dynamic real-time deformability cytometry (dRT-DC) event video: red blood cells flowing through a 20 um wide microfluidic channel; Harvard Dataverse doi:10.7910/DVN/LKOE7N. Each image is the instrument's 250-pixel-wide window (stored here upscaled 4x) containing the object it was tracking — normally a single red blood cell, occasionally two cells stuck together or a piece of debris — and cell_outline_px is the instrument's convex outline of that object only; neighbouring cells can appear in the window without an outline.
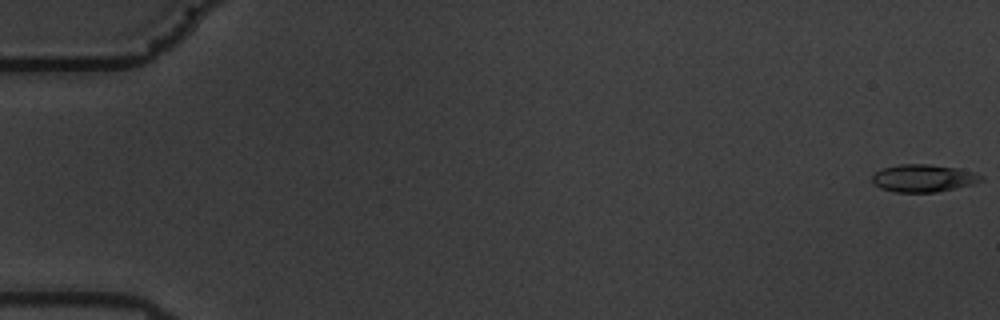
{"species": "common noctule bat (a hibernating species)", "species_latin": "Nyctalus noctula", "temperature_condition": "warm", "stored_images_in_passage": 59, "camera_frame_rate_fps": 3000, "um_per_image_px": 0.085, "animal": {"sex": "male", "body_mass_g": 19.5, "forearm_length_mm": 54.6}, "frame": {"image": 1, "passage_image": 1, "time_ms": 0.0, "image_size_px": [1000, 320], "cell_outline_px": [[984, 180], [972, 184], [936, 192], [892, 192], [880, 188], [872, 180], [872, 176], [876, 172], [884, 168], [900, 164], [928, 164], [960, 168], [984, 176]], "centroid_in_image_um": [78.5, 15.14], "position_along_channel_um": 6.5, "area_um2": 17.4}}
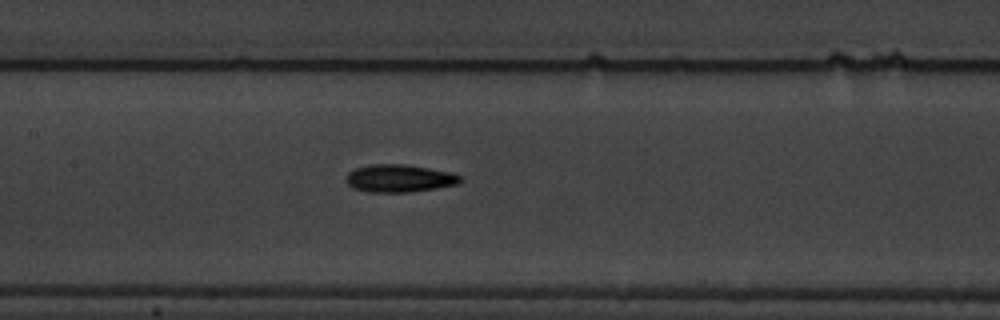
{"frame": {"image": 2, "passage_image": 29, "time_ms": 9.333, "image_size_px": [1000, 320], "cell_outline_px": [[464, 180], [456, 184], [436, 188], [408, 192], [368, 192], [352, 188], [344, 180], [348, 172], [352, 168], [368, 164], [404, 164], [428, 168], [448, 172], [460, 176]], "centroid_in_image_um": [33.86, 15.15], "position_along_channel_um": 173.5, "area_um2": 18.5}}
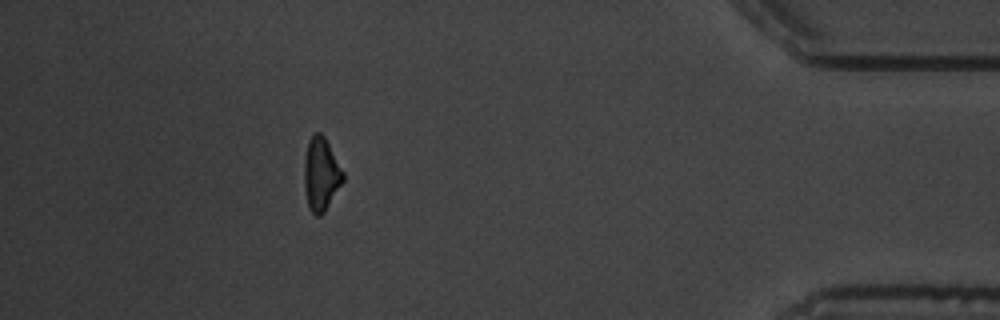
{"frame": {"image": 3, "passage_image": 53, "time_ms": 17.333, "image_size_px": [1000, 320], "cell_outline_px": [[344, 180], [324, 212], [320, 216], [316, 216], [308, 208], [304, 184], [304, 160], [308, 140], [316, 132], [320, 132], [324, 136], [344, 172]], "centroid_in_image_um": [27.28, 14.81], "position_along_channel_um": 407.9, "area_um2": 16.53}, "authors_computed_cell_mechanics": {"area_um2": 17.4556, "velocity_mm_per_s": 3.5329, "shape_relaxation_time_tau1_ms": 6.2419, "shape_relaxation_time_tau2_ms": 6.9118, "deformation_change_tau1": 0.1806, "deformation_change_tau2": 0.1636}}